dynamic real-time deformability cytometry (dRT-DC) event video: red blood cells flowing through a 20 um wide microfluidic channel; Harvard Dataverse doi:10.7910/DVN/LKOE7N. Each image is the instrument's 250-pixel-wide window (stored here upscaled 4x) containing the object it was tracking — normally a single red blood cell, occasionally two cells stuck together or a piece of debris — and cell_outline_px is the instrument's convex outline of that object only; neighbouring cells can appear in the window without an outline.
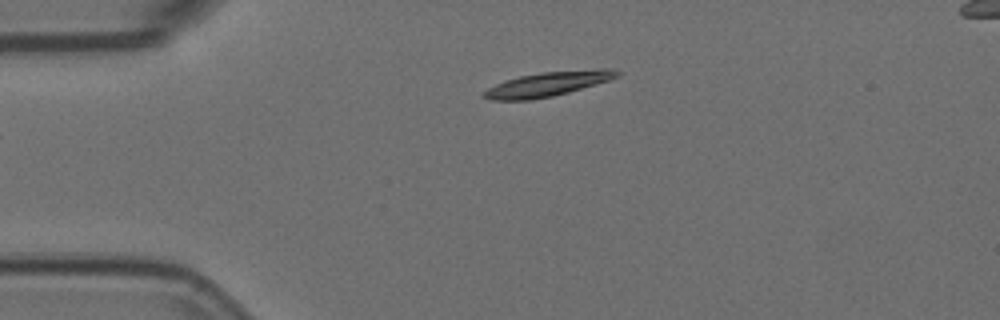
{"species": "Egyptian fruit bat (a non-hibernating species)", "species_latin": "Rousettus aegyptiacus", "temperature_condition": "room temperature", "stored_images_in_passage": 4, "camera_frame_rate_fps": 3000, "um_per_image_px": 0.085, "animal": {"sex": "female"}, "frame": {"image": 1, "passage_image": 4, "time_ms": 1.0, "image_size_px": [1000, 320], "cell_outline_px": [[620, 76], [608, 80], [568, 92], [552, 96], [528, 100], [488, 100], [480, 96], [488, 88], [504, 80], [520, 76], [540, 72], [596, 68], [608, 68], [620, 72]], "centroid_in_image_um": [46.54, 7.13], "position_along_channel_um": 38.5, "area_um2": 19.02}}